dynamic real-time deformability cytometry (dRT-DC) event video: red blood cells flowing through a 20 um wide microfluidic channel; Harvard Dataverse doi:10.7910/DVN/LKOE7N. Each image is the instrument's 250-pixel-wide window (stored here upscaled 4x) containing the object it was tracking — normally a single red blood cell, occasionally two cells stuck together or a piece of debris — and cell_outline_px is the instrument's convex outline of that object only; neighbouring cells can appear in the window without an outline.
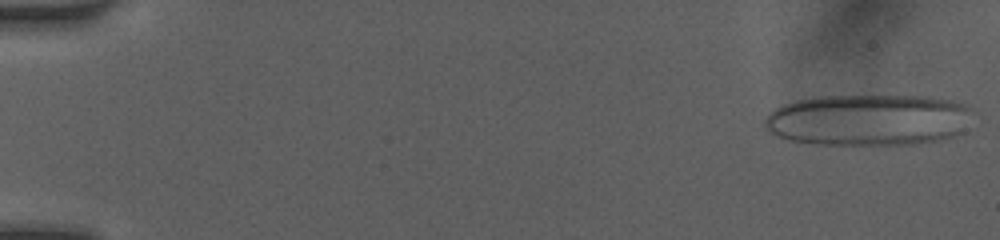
{"species": "human", "species_latin": "Homo sapiens", "temperature_condition": "room temperature", "stored_images_in_passage": 49, "camera_frame_rate_fps": 3000, "um_per_image_px": 0.085, "donor": {"sex": "female"}, "frame": {"image": 1, "passage_image": 1, "time_ms": 0.0, "image_size_px": [1000, 240], "cell_outline_px": [[976, 112], [964, 132], [956, 136], [940, 140], [916, 144], [816, 144], [792, 140], [768, 132], [764, 128], [764, 120], [768, 112], [784, 104], [796, 100], [820, 96], [928, 96], [952, 100], [964, 104], [972, 108]], "centroid_in_image_um": [73.89, 10.19], "position_along_channel_um": 11.1, "area_um2": 63.18}}
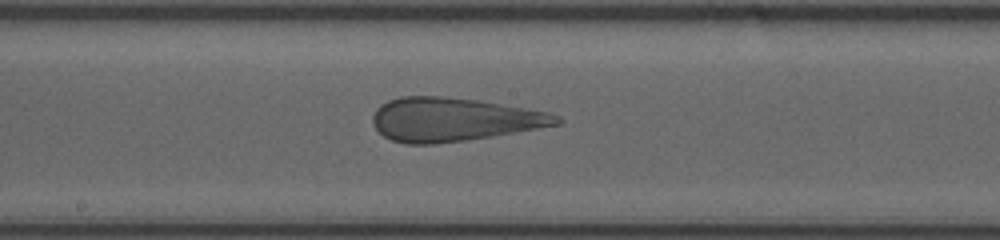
{"frame": {"image": 2, "passage_image": 27, "time_ms": 8.667, "image_size_px": [1000, 240], "cell_outline_px": [[564, 120], [560, 124], [492, 136], [436, 144], [408, 144], [392, 140], [384, 136], [372, 124], [372, 116], [376, 108], [380, 104], [388, 100], [400, 96], [444, 96], [480, 100], [548, 112], [560, 116]], "centroid_in_image_um": [38.53, 10.14], "position_along_channel_um": 209.7, "area_um2": 46.76}}
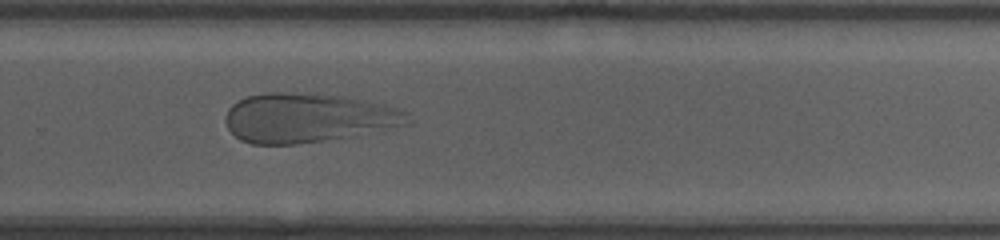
{"frame": {"image": 3, "passage_image": 34, "time_ms": 11.0, "image_size_px": [1000, 240], "cell_outline_px": [[412, 120], [408, 124], [348, 136], [324, 140], [296, 144], [252, 144], [240, 140], [228, 128], [224, 120], [224, 116], [228, 108], [232, 104], [248, 96], [264, 92], [316, 92], [344, 96], [384, 104], [408, 112]], "centroid_in_image_um": [26.13, 9.99], "position_along_channel_um": 303.7, "area_um2": 52.54}}